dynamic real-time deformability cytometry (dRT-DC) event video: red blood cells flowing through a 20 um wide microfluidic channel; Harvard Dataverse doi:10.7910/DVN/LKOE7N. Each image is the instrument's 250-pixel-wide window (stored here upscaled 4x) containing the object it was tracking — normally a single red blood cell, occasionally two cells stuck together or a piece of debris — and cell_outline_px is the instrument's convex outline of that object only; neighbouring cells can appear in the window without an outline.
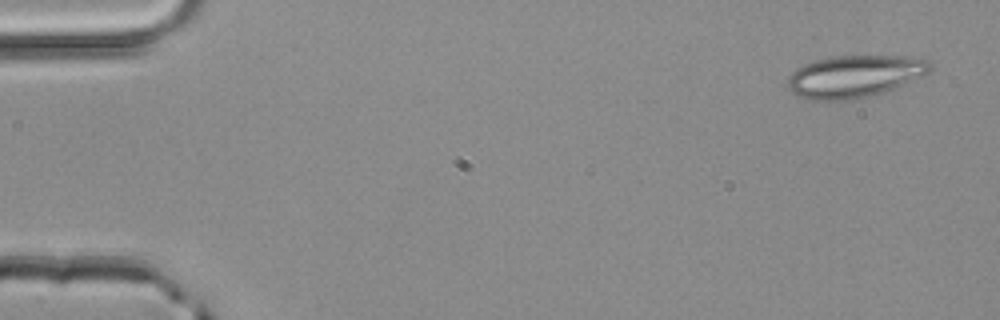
{"species": "common noctule bat (a hibernating species)", "species_latin": "Nyctalus noctula", "temperature_condition": "room temperature", "stored_images_in_passage": 3, "camera_frame_rate_fps": 3000, "um_per_image_px": 0.085, "animal": {"sex": "male", "body_mass_g": 20.4}, "frame": {"image": 1, "passage_image": 1, "time_ms": 0.0, "image_size_px": [1000, 320], "cell_outline_px": [[932, 68], [928, 72], [884, 92], [856, 100], [808, 100], [792, 92], [788, 88], [788, 76], [800, 64], [832, 56], [904, 56], [928, 60], [932, 64]], "centroid_in_image_um": [72.57, 6.49], "position_along_channel_um": 12.4, "area_um2": 34.97}}